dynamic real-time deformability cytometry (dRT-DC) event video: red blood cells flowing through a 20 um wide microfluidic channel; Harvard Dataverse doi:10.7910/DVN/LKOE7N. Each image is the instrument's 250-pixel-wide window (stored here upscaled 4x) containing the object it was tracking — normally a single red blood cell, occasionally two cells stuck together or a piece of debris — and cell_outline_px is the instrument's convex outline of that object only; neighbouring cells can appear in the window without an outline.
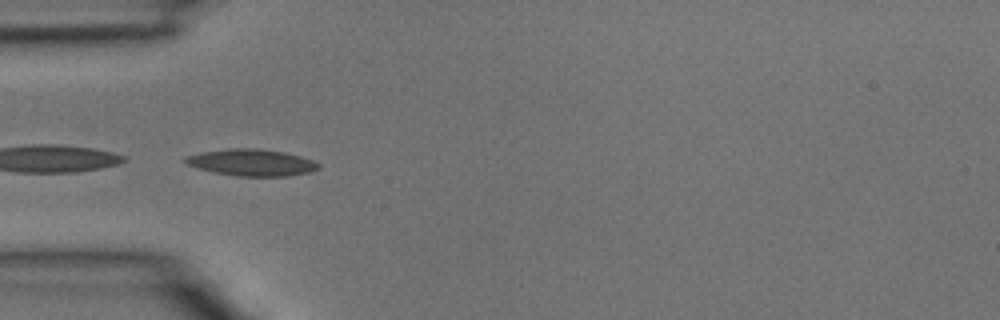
{"species": "common noctule bat (a hibernating species)", "species_latin": "Nyctalus noctula", "temperature_condition": "room temperature", "stored_images_in_passage": 2, "camera_frame_rate_fps": 3000, "um_per_image_px": 0.085, "animal": {"sex": "male", "body_mass_g": 15.6}, "frame": {"image": 1, "passage_image": 1, "time_ms": 0.0, "image_size_px": [1000, 320], "cell_outline_px": [[320, 168], [312, 172], [288, 176], [236, 176], [196, 168], [184, 164], [184, 156], [200, 152], [228, 148], [260, 148], [284, 152], [300, 156], [312, 160], [320, 164]], "centroid_in_image_um": [21.37, 13.81], "position_along_channel_um": 63.6, "area_um2": 20.98}}